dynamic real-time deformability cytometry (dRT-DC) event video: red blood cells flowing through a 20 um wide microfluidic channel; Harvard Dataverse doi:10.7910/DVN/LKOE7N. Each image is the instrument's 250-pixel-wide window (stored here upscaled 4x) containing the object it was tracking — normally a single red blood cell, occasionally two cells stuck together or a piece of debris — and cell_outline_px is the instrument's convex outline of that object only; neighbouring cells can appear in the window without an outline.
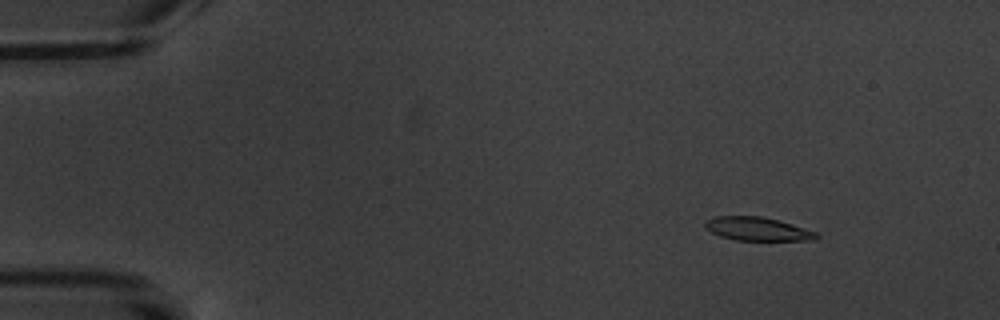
{"species": "common noctule bat (a hibernating species)", "species_latin": "Nyctalus noctula", "temperature_condition": "warm", "stored_images_in_passage": 6, "camera_frame_rate_fps": 3000, "um_per_image_px": 0.085, "animal": {"sex": "male", "body_mass_g": 20.1, "forearm_length_mm": 53.5}, "frame": {"image": 1, "passage_image": 3, "time_ms": 2.333, "image_size_px": [1000, 320], "cell_outline_px": [[820, 236], [816, 240], [736, 240], [720, 236], [704, 228], [704, 224], [708, 220], [716, 216], [760, 216], [776, 220], [816, 232]], "centroid_in_image_um": [64.36, 19.47], "position_along_channel_um": 20.6, "area_um2": 14.97}}
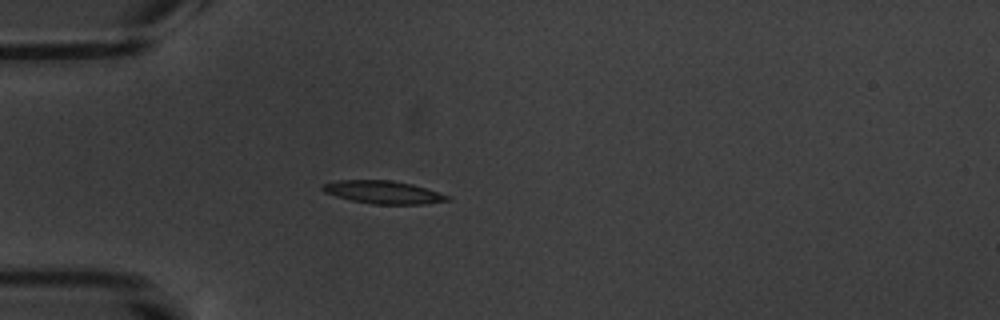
{"frame": {"image": 2, "passage_image": 6, "time_ms": 5.667, "image_size_px": [1000, 320], "cell_outline_px": [[452, 200], [424, 204], [372, 204], [352, 200], [336, 196], [324, 192], [320, 188], [324, 184], [336, 180], [388, 180], [412, 184], [452, 196]], "centroid_in_image_um": [32.61, 16.34], "position_along_channel_um": 52.4, "area_um2": 16.65}}